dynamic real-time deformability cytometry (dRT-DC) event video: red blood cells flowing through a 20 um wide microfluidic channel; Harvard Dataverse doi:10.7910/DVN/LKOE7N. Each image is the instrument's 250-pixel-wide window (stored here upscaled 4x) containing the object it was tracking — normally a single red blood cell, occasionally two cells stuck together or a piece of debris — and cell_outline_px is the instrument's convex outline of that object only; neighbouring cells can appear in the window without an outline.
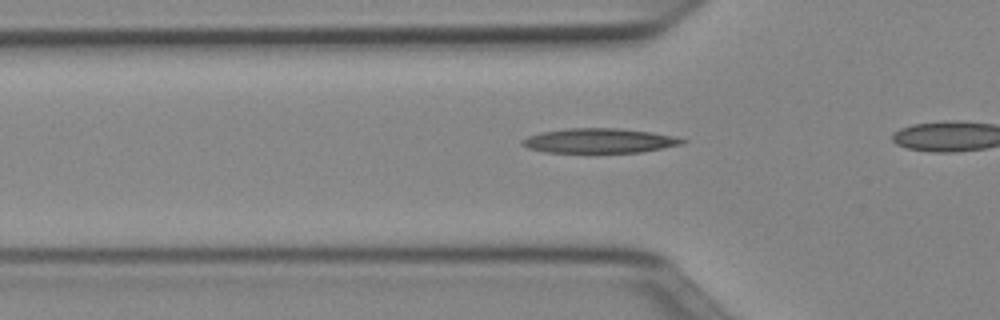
{"species": "Egyptian fruit bat (a non-hibernating species)", "species_latin": "Rousettus aegyptiacus", "temperature_condition": "cold", "stored_images_in_passage": 15, "camera_frame_rate_fps": 3000, "um_per_image_px": 0.085, "animal": {"sex": "female"}, "frame": {"image": 1, "passage_image": 7, "time_ms": 2.0, "image_size_px": [1000, 320], "cell_outline_px": [[688, 140], [684, 144], [664, 148], [640, 152], [544, 152], [528, 148], [520, 144], [520, 140], [528, 136], [540, 132], [568, 128], [616, 128], [652, 132], [672, 136]], "centroid_in_image_um": [50.92, 11.96], "position_along_channel_um": 74.9, "area_um2": 23.0}}
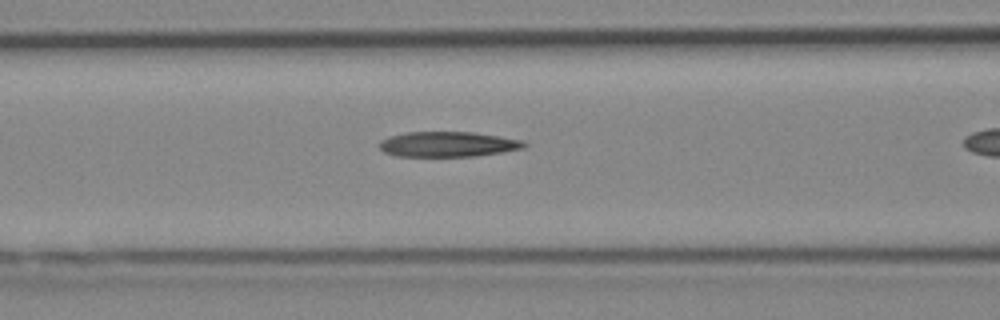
{"frame": {"image": 2, "passage_image": 11, "time_ms": 3.333, "image_size_px": [1000, 320], "cell_outline_px": [[528, 144], [524, 148], [476, 156], [396, 156], [384, 152], [380, 148], [380, 140], [404, 132], [472, 132], [524, 140]], "centroid_in_image_um": [38.08, 12.26], "position_along_channel_um": 128.5, "area_um2": 21.15}}